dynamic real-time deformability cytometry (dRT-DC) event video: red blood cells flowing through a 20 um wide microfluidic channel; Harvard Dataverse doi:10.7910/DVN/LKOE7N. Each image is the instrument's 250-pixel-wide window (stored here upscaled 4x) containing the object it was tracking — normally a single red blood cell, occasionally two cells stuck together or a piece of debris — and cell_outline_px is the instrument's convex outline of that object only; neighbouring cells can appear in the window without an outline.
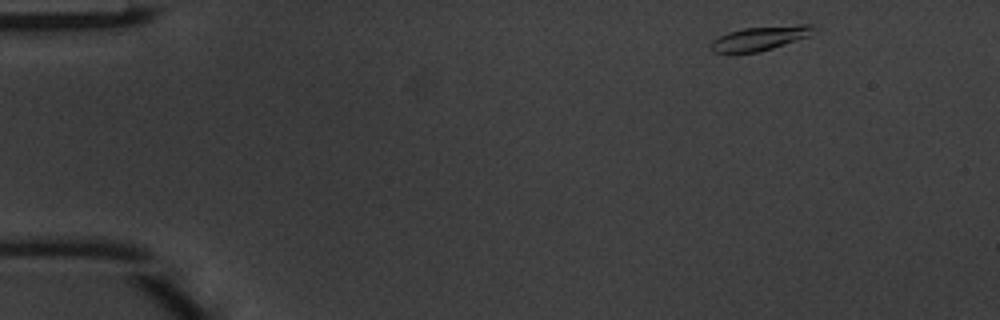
{"species": "common noctule bat (a hibernating species)", "species_latin": "Nyctalus noctula", "temperature_condition": "warm", "stored_images_in_passage": 45, "camera_frame_rate_fps": 3000, "um_per_image_px": 0.085, "animal": {"sex": "male", "body_mass_g": 20.1, "forearm_length_mm": 53.5}, "frame": {"image": 1, "passage_image": 1, "time_ms": 0.0, "image_size_px": [1000, 320], "cell_outline_px": [[812, 28], [808, 36], [772, 48], [756, 52], [712, 52], [708, 48], [712, 40], [728, 32], [744, 28], [800, 24], [812, 24]], "centroid_in_image_um": [64.51, 3.25], "position_along_channel_um": 20.5, "area_um2": 14.1}}
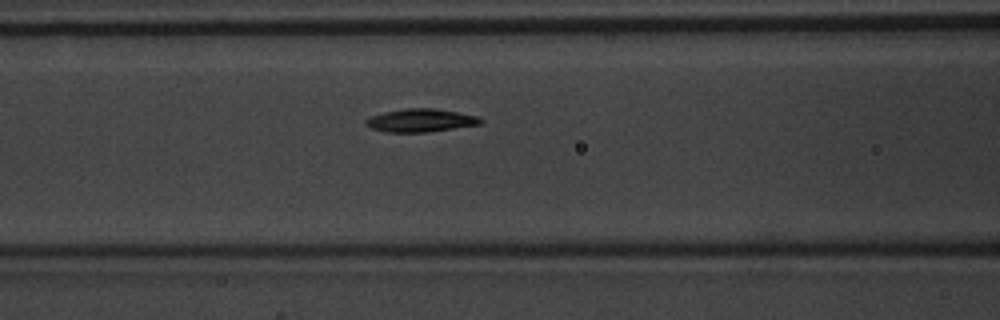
{"frame": {"image": 2, "passage_image": 16, "time_ms": 5.0, "image_size_px": [1000, 320], "cell_outline_px": [[484, 120], [480, 124], [428, 132], [384, 132], [372, 128], [364, 124], [364, 120], [368, 116], [384, 112], [404, 108], [432, 108], [480, 116]], "centroid_in_image_um": [35.72, 10.23], "position_along_channel_um": 130.9, "area_um2": 15.55}}
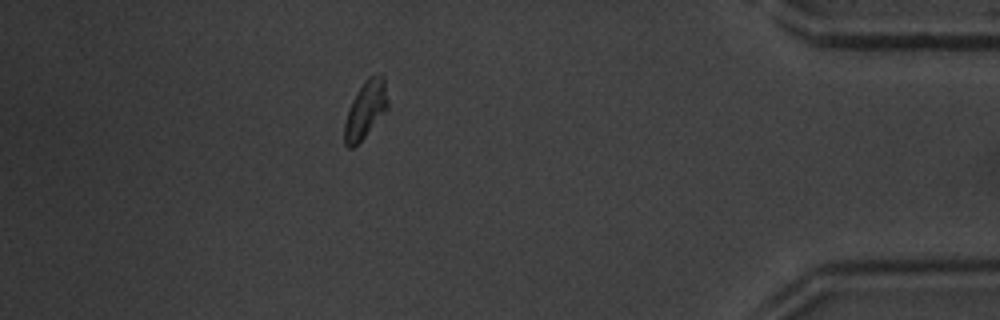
{"frame": {"image": 3, "passage_image": 39, "time_ms": 12.667, "image_size_px": [1000, 320], "cell_outline_px": [[388, 108], [364, 136], [352, 148], [348, 148], [344, 144], [344, 124], [348, 108], [352, 100], [364, 80], [368, 76], [384, 76], [388, 100]], "centroid_in_image_um": [31.05, 9.31], "position_along_channel_um": 404.1, "area_um2": 14.22}, "authors_computed_cell_mechanics": {"area_um2": 14.5656, "velocity_mm_per_s": 4.1031, "shape_relaxation_time_tau1_ms": 2.4977, "shape_relaxation_time_tau2_ms": null, "deformation_change_tau1": 0.1138, "deformation_change_tau2": null}}